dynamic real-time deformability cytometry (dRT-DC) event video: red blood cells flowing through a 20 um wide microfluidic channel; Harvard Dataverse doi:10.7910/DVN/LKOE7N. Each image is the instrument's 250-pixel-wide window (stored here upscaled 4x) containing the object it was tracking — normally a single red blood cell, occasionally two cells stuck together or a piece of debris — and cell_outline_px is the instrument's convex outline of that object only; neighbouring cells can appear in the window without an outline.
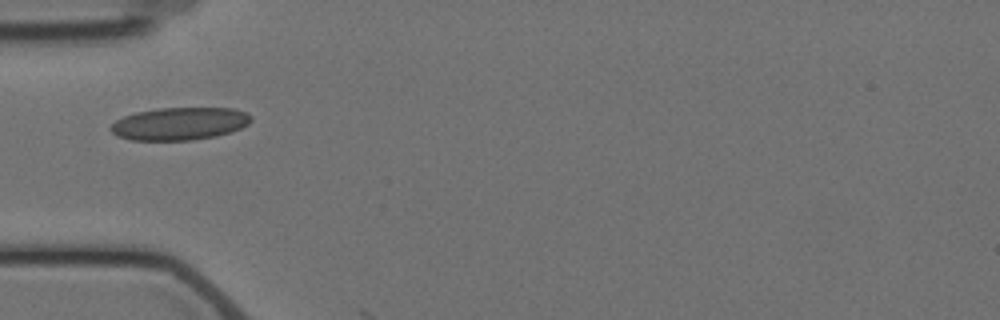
{"species": "Egyptian fruit bat (a non-hibernating species)", "species_latin": "Rousettus aegyptiacus", "temperature_condition": "cold", "stored_images_in_passage": 9, "camera_frame_rate_fps": 3000, "um_per_image_px": 0.085, "animal": {"sex": "female"}, "frame": {"image": 1, "passage_image": 1, "time_ms": 0.0, "image_size_px": [1000, 320], "cell_outline_px": [[252, 120], [248, 124], [240, 128], [216, 136], [192, 140], [132, 140], [116, 136], [108, 128], [116, 120], [124, 116], [136, 112], [160, 108], [232, 108], [248, 112], [252, 116]], "centroid_in_image_um": [15.26, 10.51], "position_along_channel_um": 69.7, "area_um2": 26.76}}
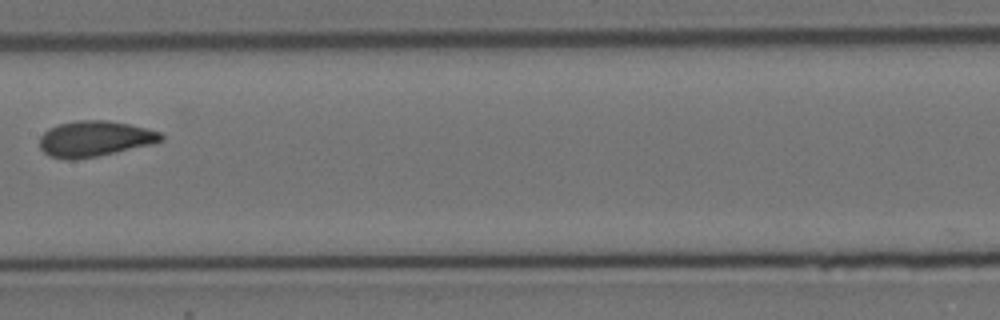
{"frame": {"image": 2, "passage_image": 4, "time_ms": 3.667, "image_size_px": [1000, 320], "cell_outline_px": [[164, 140], [148, 144], [96, 156], [76, 160], [68, 160], [48, 156], [40, 148], [40, 136], [48, 128], [60, 124], [76, 120], [108, 120], [128, 124], [160, 132], [164, 136]], "centroid_in_image_um": [7.98, 11.79], "position_along_channel_um": 199.4, "area_um2": 24.97}}
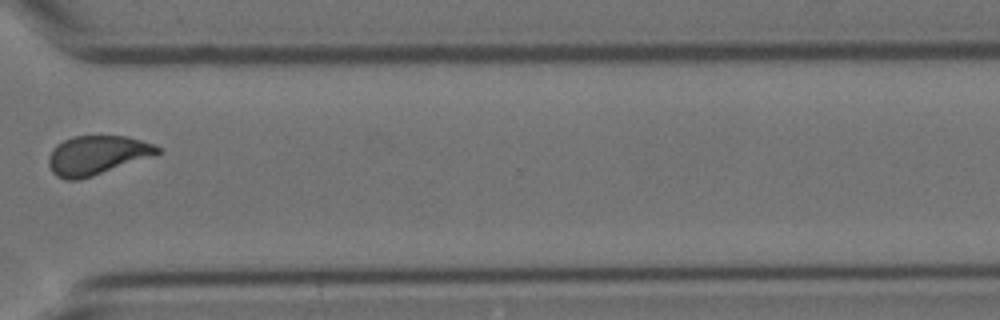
{"frame": {"image": 3, "passage_image": 8, "time_ms": 8.333, "image_size_px": [1000, 320], "cell_outline_px": [[160, 152], [156, 156], [92, 176], [76, 180], [64, 180], [56, 176], [52, 172], [48, 164], [48, 156], [52, 148], [56, 144], [72, 136], [128, 136], [152, 144], [160, 148]], "centroid_in_image_um": [8.22, 13.2], "position_along_channel_um": 362.4, "area_um2": 25.03}}